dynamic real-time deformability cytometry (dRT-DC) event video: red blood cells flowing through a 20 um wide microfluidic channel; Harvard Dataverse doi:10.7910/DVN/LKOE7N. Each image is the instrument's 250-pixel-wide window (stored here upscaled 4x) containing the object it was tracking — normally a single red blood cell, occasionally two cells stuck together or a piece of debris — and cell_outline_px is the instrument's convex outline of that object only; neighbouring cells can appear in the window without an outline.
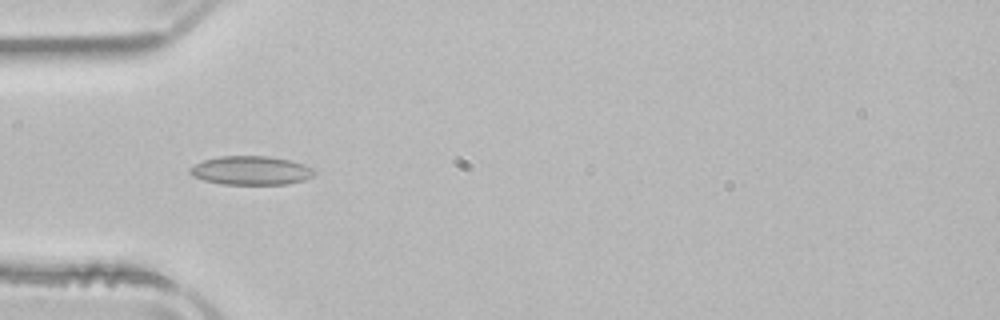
{"species": "common noctule bat (a hibernating species)", "species_latin": "Nyctalus noctula", "temperature_condition": "room temperature", "stored_images_in_passage": 13, "camera_frame_rate_fps": 3000, "um_per_image_px": 0.085, "animal": {"sex": "male", "body_mass_g": 21.5, "forearm_length_mm": 52.0}, "frame": {"image": 1, "passage_image": 3, "time_ms": 0.667, "image_size_px": [1000, 320], "cell_outline_px": [[316, 172], [312, 176], [304, 180], [288, 184], [220, 184], [204, 180], [192, 176], [188, 172], [188, 168], [204, 160], [220, 156], [268, 156], [288, 160], [312, 168]], "centroid_in_image_um": [21.29, 14.5], "position_along_channel_um": 63.7, "area_um2": 20.75}}
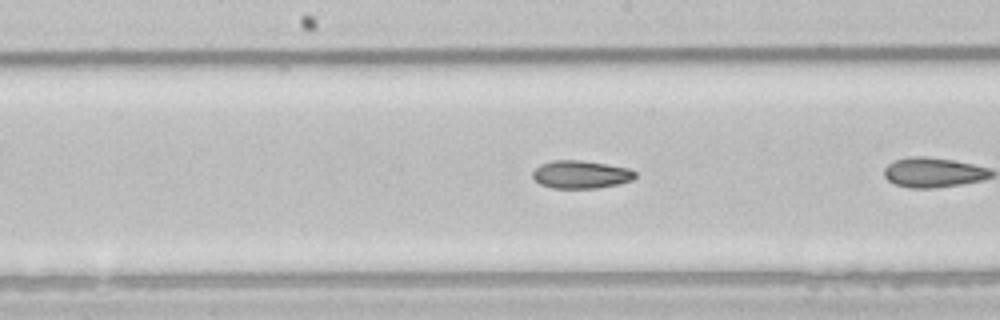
{"frame": {"image": 2, "passage_image": 11, "time_ms": 3.333, "image_size_px": [1000, 320], "cell_outline_px": [[636, 176], [632, 180], [616, 184], [596, 188], [552, 188], [540, 184], [532, 176], [532, 172], [540, 164], [552, 160], [584, 160], [628, 168], [636, 172]], "centroid_in_image_um": [49.35, 14.82], "position_along_channel_um": 198.8, "area_um2": 16.65}}